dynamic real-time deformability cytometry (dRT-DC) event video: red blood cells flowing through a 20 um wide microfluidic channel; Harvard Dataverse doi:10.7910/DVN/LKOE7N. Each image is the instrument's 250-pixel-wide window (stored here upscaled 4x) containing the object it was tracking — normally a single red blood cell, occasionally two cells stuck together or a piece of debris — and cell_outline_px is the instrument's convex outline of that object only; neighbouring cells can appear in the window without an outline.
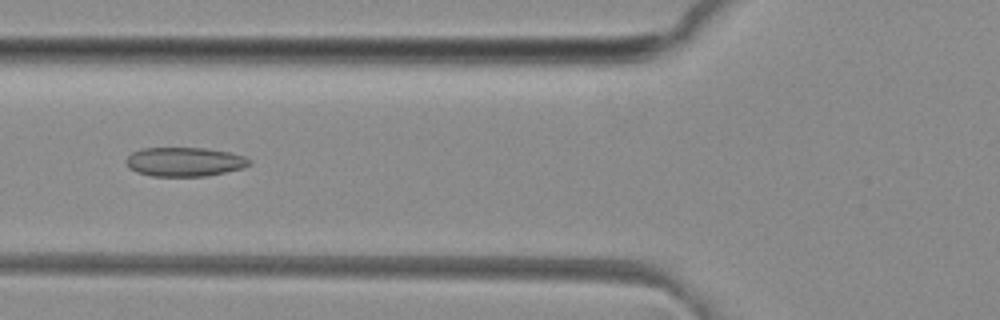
{"species": "common noctule bat (a hibernating species)", "species_latin": "Nyctalus noctula", "temperature_condition": "room temperature", "stored_images_in_passage": 36, "camera_frame_rate_fps": 3000, "um_per_image_px": 0.085, "animal": {"sex": "female", "body_mass_g": 29.2, "forearm_length_mm": 56.3}, "frame": {"image": 1, "passage_image": 11, "time_ms": 3.333, "image_size_px": [1000, 320], "cell_outline_px": [[252, 164], [244, 168], [208, 176], [152, 176], [136, 172], [128, 168], [124, 160], [132, 152], [140, 148], [204, 148], [228, 152], [244, 156], [252, 160]], "centroid_in_image_um": [15.68, 13.76], "position_along_channel_um": 110.1, "area_um2": 21.15}}
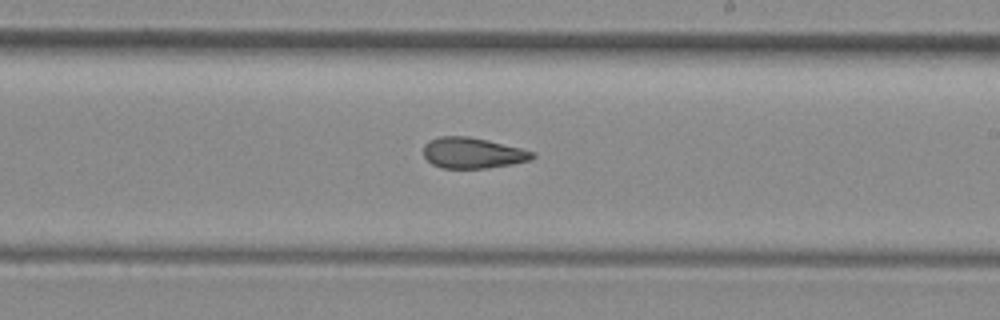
{"frame": {"image": 2, "passage_image": 21, "time_ms": 6.667, "image_size_px": [1000, 320], "cell_outline_px": [[536, 156], [532, 160], [512, 164], [488, 168], [440, 168], [432, 164], [424, 156], [424, 144], [428, 140], [440, 136], [468, 136], [488, 140], [536, 152]], "centroid_in_image_um": [40.19, 13.0], "position_along_channel_um": 248.8, "area_um2": 19.71}}
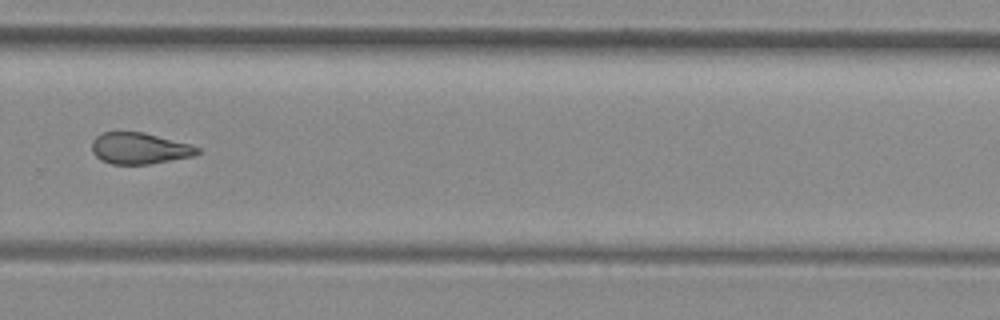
{"frame": {"image": 3, "passage_image": 26, "time_ms": 8.333, "image_size_px": [1000, 320], "cell_outline_px": [[200, 152], [192, 156], [152, 164], [112, 164], [100, 160], [92, 152], [92, 140], [100, 132], [144, 132], [188, 144], [200, 148]], "centroid_in_image_um": [11.81, 12.61], "position_along_channel_um": 318.0, "area_um2": 19.25}, "authors_computed_cell_mechanics": {"area_um2": 20.0566, "velocity_mm_per_s": 4.1621, "shape_relaxation_time_tau1_ms": null, "shape_relaxation_time_tau2_ms": 2.5137, "deformation_change_tau1": null, "deformation_change_tau2": 0.0902}}